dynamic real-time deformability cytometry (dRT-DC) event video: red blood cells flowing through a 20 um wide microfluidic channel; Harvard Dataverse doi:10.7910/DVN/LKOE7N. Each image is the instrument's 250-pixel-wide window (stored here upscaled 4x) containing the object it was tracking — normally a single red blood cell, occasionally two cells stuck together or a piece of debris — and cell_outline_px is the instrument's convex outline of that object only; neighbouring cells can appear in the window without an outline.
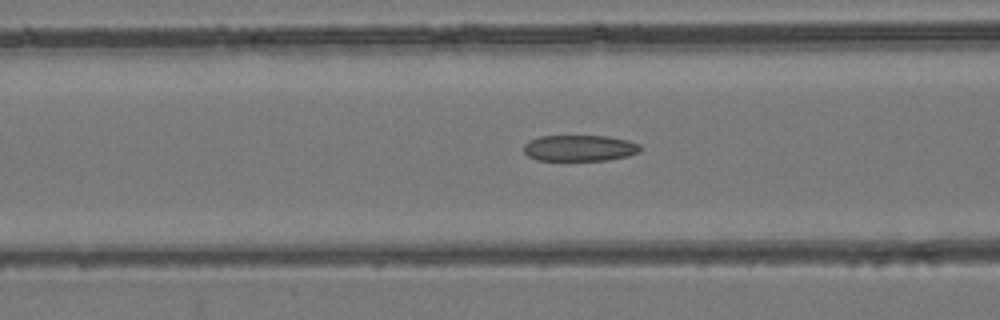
{"species": "common noctule bat (a hibernating species)", "species_latin": "Nyctalus noctula", "temperature_condition": "room temperature", "stored_images_in_passage": 30, "camera_frame_rate_fps": 3000, "um_per_image_px": 0.085, "animal": {"sex": "female", "body_mass_g": 24.6, "forearm_length_mm": 56.2}, "frame": {"image": 1, "passage_image": 19, "time_ms": 6.0, "image_size_px": [1000, 320], "cell_outline_px": [[644, 148], [640, 152], [628, 156], [608, 160], [536, 160], [528, 156], [524, 152], [524, 144], [528, 140], [540, 136], [608, 136], [628, 140], [640, 144]], "centroid_in_image_um": [49.3, 12.58], "position_along_channel_um": 117.3, "area_um2": 17.98}}
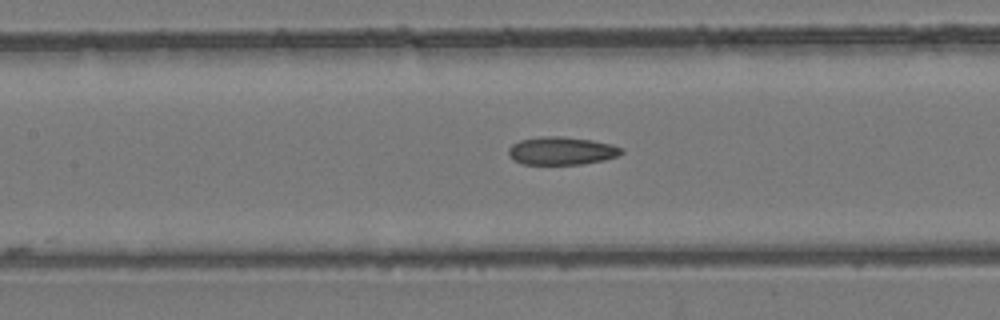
{"frame": {"image": 2, "passage_image": 22, "time_ms": 7.0, "image_size_px": [1000, 320], "cell_outline_px": [[624, 152], [620, 156], [604, 160], [580, 164], [524, 164], [516, 160], [508, 152], [508, 148], [512, 144], [520, 140], [540, 136], [564, 136], [592, 140], [612, 144], [624, 148]], "centroid_in_image_um": [47.8, 12.8], "position_along_channel_um": 159.6, "area_um2": 18.5}}
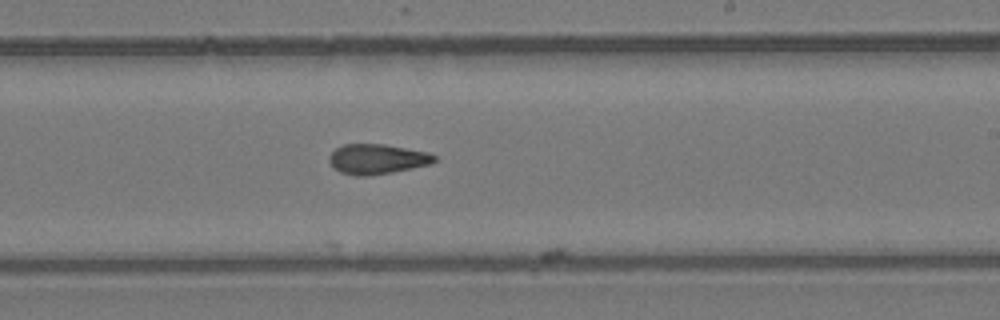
{"frame": {"image": 3, "passage_image": 29, "time_ms": 9.333, "image_size_px": [1000, 320], "cell_outline_px": [[436, 160], [428, 164], [412, 168], [392, 172], [364, 176], [356, 176], [340, 172], [328, 160], [328, 156], [336, 148], [344, 144], [384, 144], [428, 152], [436, 156]], "centroid_in_image_um": [32.04, 13.51], "position_along_channel_um": 257.0, "area_um2": 18.21}}